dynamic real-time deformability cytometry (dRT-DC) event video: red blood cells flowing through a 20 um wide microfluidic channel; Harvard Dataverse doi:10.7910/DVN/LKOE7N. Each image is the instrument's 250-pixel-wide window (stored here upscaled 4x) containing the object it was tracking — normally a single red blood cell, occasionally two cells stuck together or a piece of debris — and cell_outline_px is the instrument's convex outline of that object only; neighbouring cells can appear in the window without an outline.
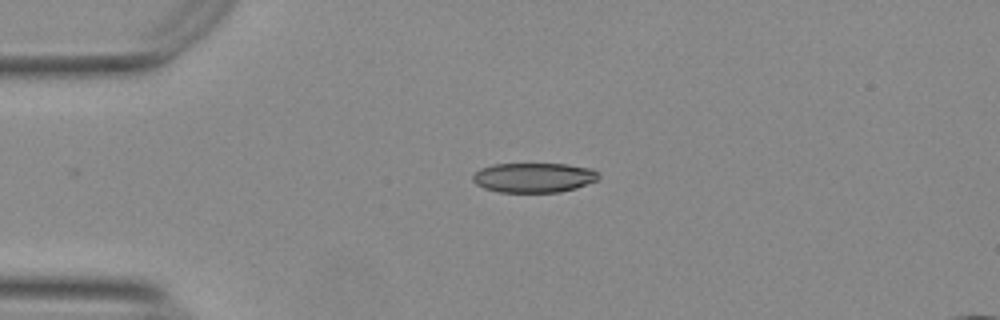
{"species": "Egyptian fruit bat (a non-hibernating species)", "species_latin": "Rousettus aegyptiacus", "temperature_condition": "warm", "stored_images_in_passage": 37, "camera_frame_rate_fps": 3000, "um_per_image_px": 0.085, "animal": {"sex": "female"}, "frame": {"image": 1, "passage_image": 1, "time_ms": 0.0, "image_size_px": [1000, 320], "cell_outline_px": [[600, 176], [596, 180], [576, 188], [560, 192], [500, 192], [484, 188], [476, 184], [472, 180], [472, 176], [480, 168], [492, 164], [568, 164], [592, 168], [600, 172]], "centroid_in_image_um": [45.39, 15.09], "position_along_channel_um": 39.6, "area_um2": 21.91}}
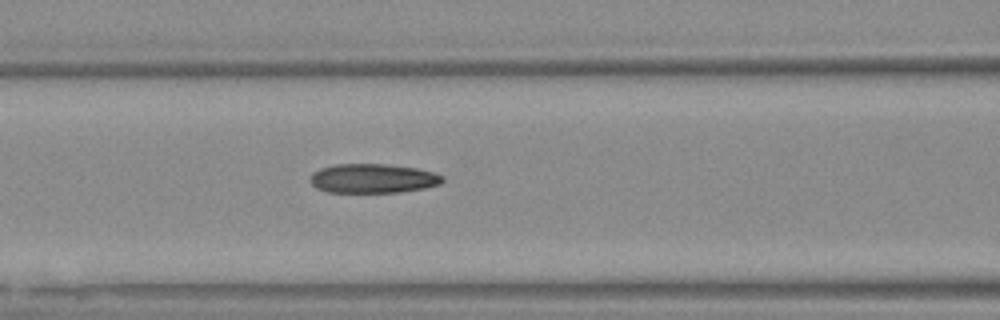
{"frame": {"image": 2, "passage_image": 11, "time_ms": 3.333, "image_size_px": [1000, 320], "cell_outline_px": [[444, 180], [440, 184], [424, 188], [400, 192], [328, 192], [316, 188], [308, 180], [312, 172], [320, 168], [332, 164], [388, 164], [416, 168], [432, 172], [444, 176]], "centroid_in_image_um": [31.66, 15.16], "position_along_channel_um": 134.9, "area_um2": 22.72}}
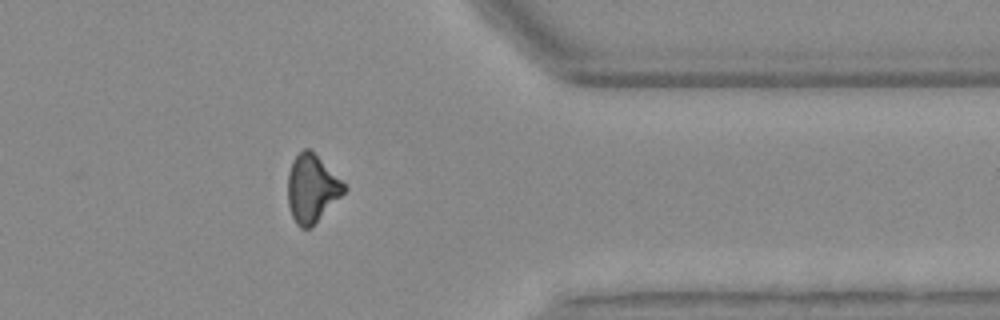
{"frame": {"image": 3, "passage_image": 32, "time_ms": 10.333, "image_size_px": [1000, 320], "cell_outline_px": [[348, 188], [308, 228], [300, 228], [296, 224], [292, 216], [288, 204], [288, 172], [292, 160], [304, 148], [308, 148]], "centroid_in_image_um": [26.45, 16.01], "position_along_channel_um": 384.9, "area_um2": 21.27}, "authors_computed_cell_mechanics": {"area_um2": 22.7732, "velocity_mm_per_s": 3.7684, "shape_relaxation_time_tau1_ms": 9.5658, "shape_relaxation_time_tau2_ms": 3.2416, "deformation_change_tau1": 0.2161, "deformation_change_tau2": 0.1092}}